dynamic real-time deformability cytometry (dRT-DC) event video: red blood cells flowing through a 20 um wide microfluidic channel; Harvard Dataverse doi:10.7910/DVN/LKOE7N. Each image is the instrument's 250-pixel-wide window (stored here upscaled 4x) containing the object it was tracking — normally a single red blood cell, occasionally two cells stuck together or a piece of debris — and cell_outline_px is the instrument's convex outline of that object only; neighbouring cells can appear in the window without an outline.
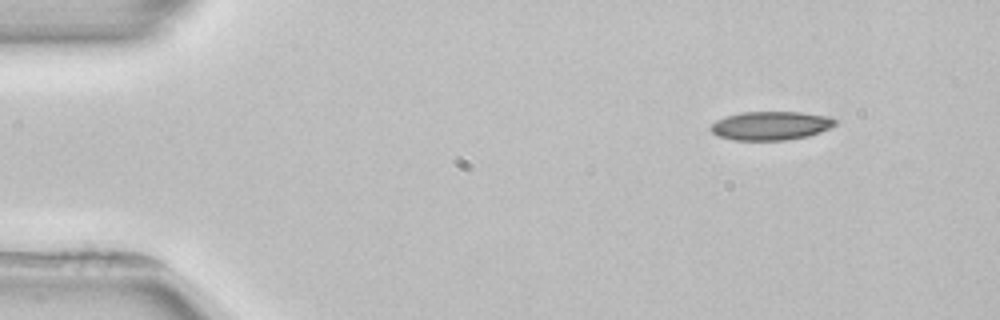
{"species": "common noctule bat (a hibernating species)", "species_latin": "Nyctalus noctula", "temperature_condition": "room temperature", "stored_images_in_passage": 3, "camera_frame_rate_fps": 3000, "um_per_image_px": 0.085, "animal": {"sex": "female", "body_mass_g": 22.7, "forearm_length_mm": 54.2}, "frame": {"image": 1, "passage_image": 1, "time_ms": 0.0, "image_size_px": [1000, 320], "cell_outline_px": [[836, 124], [820, 132], [808, 136], [784, 140], [732, 140], [720, 136], [712, 132], [708, 128], [716, 120], [724, 116], [744, 112], [800, 112], [828, 116], [836, 120]], "centroid_in_image_um": [65.49, 10.68], "position_along_channel_um": 19.5, "area_um2": 20.75}}